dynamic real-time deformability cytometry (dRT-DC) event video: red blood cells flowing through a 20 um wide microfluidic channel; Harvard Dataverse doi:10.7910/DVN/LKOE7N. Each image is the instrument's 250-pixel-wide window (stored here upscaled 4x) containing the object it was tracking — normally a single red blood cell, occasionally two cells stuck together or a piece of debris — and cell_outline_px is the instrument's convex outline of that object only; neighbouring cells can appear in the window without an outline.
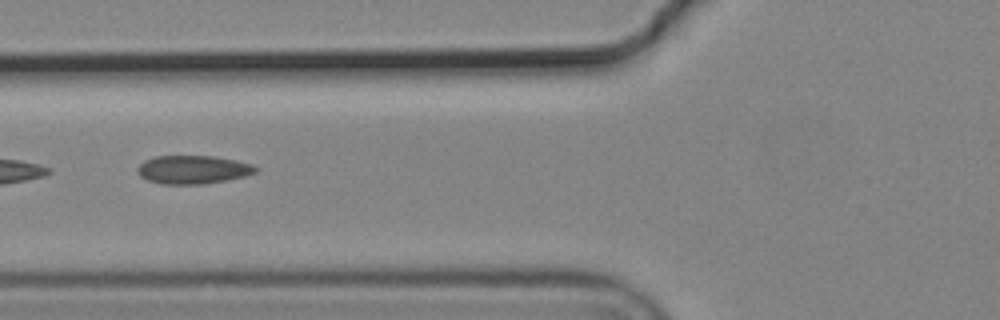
{"species": "common noctule bat (a hibernating species)", "species_latin": "Nyctalus noctula", "temperature_condition": "cold", "stored_images_in_passage": 7, "camera_frame_rate_fps": 3000, "um_per_image_px": 0.085, "animal": {"sex": "male", "body_mass_g": 19.2, "forearm_length_mm": 51.8}, "frame": {"image": 1, "passage_image": 6, "time_ms": 1.667, "image_size_px": [1000, 320], "cell_outline_px": [[260, 168], [256, 172], [244, 176], [228, 180], [204, 184], [160, 184], [148, 180], [140, 176], [136, 172], [136, 168], [144, 160], [152, 156], [212, 156], [236, 160], [252, 164]], "centroid_in_image_um": [16.38, 14.42], "position_along_channel_um": 109.4, "area_um2": 19.77}}
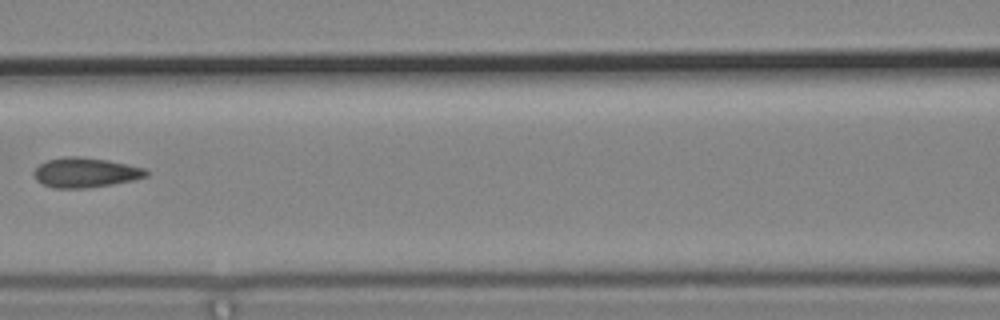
{"frame": {"image": 2, "passage_image": 7, "time_ms": 2.0, "image_size_px": [1000, 320], "cell_outline_px": [[148, 176], [132, 180], [112, 184], [84, 188], [52, 188], [36, 180], [32, 172], [40, 164], [48, 160], [64, 156], [80, 156], [108, 160], [128, 164], [144, 168], [148, 172]], "centroid_in_image_um": [7.24, 14.66], "position_along_channel_um": 159.4, "area_um2": 19.48}}